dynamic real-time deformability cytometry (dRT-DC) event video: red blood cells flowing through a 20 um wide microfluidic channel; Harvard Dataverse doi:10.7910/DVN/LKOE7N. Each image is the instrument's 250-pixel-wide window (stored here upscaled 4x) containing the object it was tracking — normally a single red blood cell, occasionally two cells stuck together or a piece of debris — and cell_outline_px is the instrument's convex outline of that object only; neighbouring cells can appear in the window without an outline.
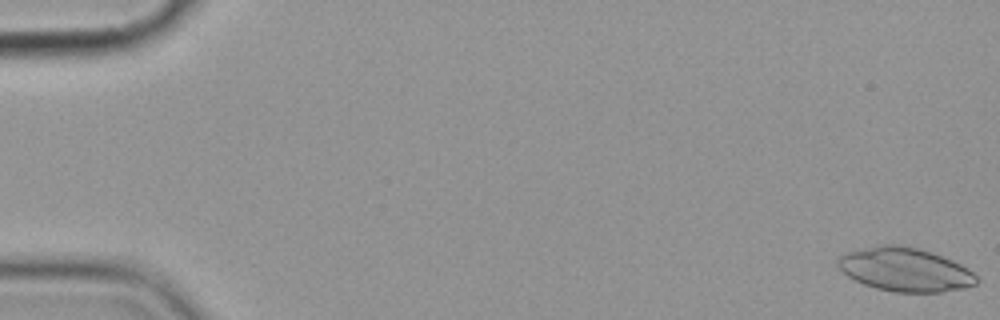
{"species": "common noctule bat (a hibernating species)", "species_latin": "Nyctalus noctula", "temperature_condition": "cold", "stored_images_in_passage": 5, "camera_frame_rate_fps": 3000, "um_per_image_px": 0.085, "animal": {"sex": "female", "body_mass_g": 19.9}, "frame": {"image": 1, "passage_image": 1, "time_ms": 0.0, "image_size_px": [1000, 320], "cell_outline_px": [[980, 280], [976, 284], [964, 288], [940, 292], [892, 292], [876, 288], [864, 284], [848, 276], [836, 264], [836, 260], [844, 252], [880, 244], [896, 244], [916, 248], [932, 252], [952, 260], [968, 268]], "centroid_in_image_um": [76.92, 22.91], "position_along_channel_um": 8.1, "area_um2": 35.37}}